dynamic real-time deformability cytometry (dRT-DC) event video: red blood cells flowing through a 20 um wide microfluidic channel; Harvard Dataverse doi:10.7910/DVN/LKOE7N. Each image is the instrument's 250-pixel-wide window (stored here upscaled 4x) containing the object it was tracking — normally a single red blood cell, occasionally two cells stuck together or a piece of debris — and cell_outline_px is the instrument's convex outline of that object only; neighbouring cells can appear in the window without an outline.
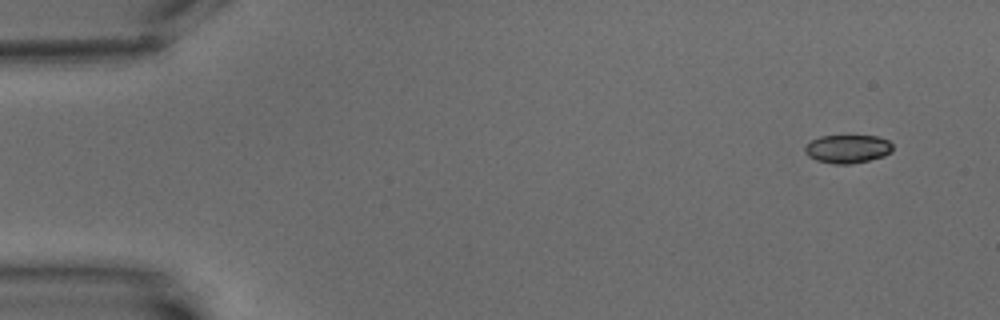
{"species": "common noctule bat (a hibernating species)", "species_latin": "Nyctalus noctula", "temperature_condition": "warm", "stored_images_in_passage": 5, "camera_frame_rate_fps": 3000, "um_per_image_px": 0.085, "animal": {"sex": "male", "body_mass_g": 15.6}, "frame": {"image": 1, "passage_image": 1, "time_ms": 0.0, "image_size_px": [1000, 320], "cell_outline_px": [[892, 152], [884, 156], [852, 164], [836, 164], [816, 160], [808, 156], [804, 152], [804, 148], [812, 140], [820, 136], [876, 136], [888, 140], [892, 144]], "centroid_in_image_um": [72.05, 12.66], "position_along_channel_um": 13.0, "area_um2": 14.45}}
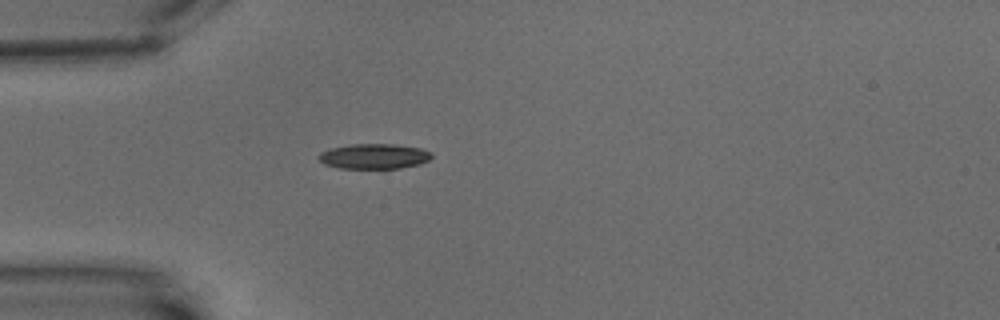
{"frame": {"image": 2, "passage_image": 5, "time_ms": 4.667, "image_size_px": [1000, 320], "cell_outline_px": [[432, 156], [428, 160], [420, 164], [400, 168], [340, 168], [324, 164], [316, 156], [320, 152], [332, 148], [352, 144], [396, 144], [420, 148], [432, 152]], "centroid_in_image_um": [31.8, 13.28], "position_along_channel_um": 53.2, "area_um2": 16.53}}